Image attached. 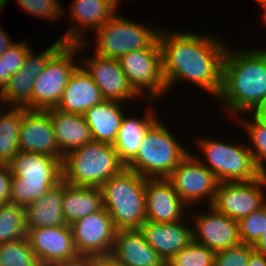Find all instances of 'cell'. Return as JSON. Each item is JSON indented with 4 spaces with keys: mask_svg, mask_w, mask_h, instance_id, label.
<instances>
[{
    "mask_svg": "<svg viewBox=\"0 0 266 266\" xmlns=\"http://www.w3.org/2000/svg\"><path fill=\"white\" fill-rule=\"evenodd\" d=\"M158 41L167 92L180 80H189L218 98L227 44L215 36L180 30H160Z\"/></svg>",
    "mask_w": 266,
    "mask_h": 266,
    "instance_id": "6da1fadb",
    "label": "cell"
},
{
    "mask_svg": "<svg viewBox=\"0 0 266 266\" xmlns=\"http://www.w3.org/2000/svg\"><path fill=\"white\" fill-rule=\"evenodd\" d=\"M265 98L266 50L234 51L227 47L222 87L217 99L234 118L238 116L240 120L246 113L251 115Z\"/></svg>",
    "mask_w": 266,
    "mask_h": 266,
    "instance_id": "7a4b0ae2",
    "label": "cell"
},
{
    "mask_svg": "<svg viewBox=\"0 0 266 266\" xmlns=\"http://www.w3.org/2000/svg\"><path fill=\"white\" fill-rule=\"evenodd\" d=\"M8 165L10 202L24 208L62 181V161L46 154L19 151Z\"/></svg>",
    "mask_w": 266,
    "mask_h": 266,
    "instance_id": "3957f363",
    "label": "cell"
},
{
    "mask_svg": "<svg viewBox=\"0 0 266 266\" xmlns=\"http://www.w3.org/2000/svg\"><path fill=\"white\" fill-rule=\"evenodd\" d=\"M146 178L124 167L102 186L103 206L117 231L139 230L146 221Z\"/></svg>",
    "mask_w": 266,
    "mask_h": 266,
    "instance_id": "277c9868",
    "label": "cell"
},
{
    "mask_svg": "<svg viewBox=\"0 0 266 266\" xmlns=\"http://www.w3.org/2000/svg\"><path fill=\"white\" fill-rule=\"evenodd\" d=\"M124 167L113 145L92 140L64 156L62 180L71 186L101 188Z\"/></svg>",
    "mask_w": 266,
    "mask_h": 266,
    "instance_id": "5b68a950",
    "label": "cell"
},
{
    "mask_svg": "<svg viewBox=\"0 0 266 266\" xmlns=\"http://www.w3.org/2000/svg\"><path fill=\"white\" fill-rule=\"evenodd\" d=\"M158 118L146 131L135 157L125 166L145 178H167L190 152Z\"/></svg>",
    "mask_w": 266,
    "mask_h": 266,
    "instance_id": "8992f818",
    "label": "cell"
},
{
    "mask_svg": "<svg viewBox=\"0 0 266 266\" xmlns=\"http://www.w3.org/2000/svg\"><path fill=\"white\" fill-rule=\"evenodd\" d=\"M197 142L208 163H204L199 156L194 157L204 164L219 182H246L260 177V171L247 145L230 144L211 138H200Z\"/></svg>",
    "mask_w": 266,
    "mask_h": 266,
    "instance_id": "52a82bcc",
    "label": "cell"
},
{
    "mask_svg": "<svg viewBox=\"0 0 266 266\" xmlns=\"http://www.w3.org/2000/svg\"><path fill=\"white\" fill-rule=\"evenodd\" d=\"M160 30L116 14L94 33L96 48L93 50L100 56L119 59L128 52L151 47L158 40Z\"/></svg>",
    "mask_w": 266,
    "mask_h": 266,
    "instance_id": "ba28073f",
    "label": "cell"
},
{
    "mask_svg": "<svg viewBox=\"0 0 266 266\" xmlns=\"http://www.w3.org/2000/svg\"><path fill=\"white\" fill-rule=\"evenodd\" d=\"M86 45L87 42L64 44L48 60L44 70L34 80L32 110H48L57 106L72 73L79 66L75 63V56Z\"/></svg>",
    "mask_w": 266,
    "mask_h": 266,
    "instance_id": "9c48e42d",
    "label": "cell"
},
{
    "mask_svg": "<svg viewBox=\"0 0 266 266\" xmlns=\"http://www.w3.org/2000/svg\"><path fill=\"white\" fill-rule=\"evenodd\" d=\"M118 60L129 84L139 98L142 94L143 97L146 94V100H154L156 103V100L159 101L158 98L167 92L158 40L151 47L128 52Z\"/></svg>",
    "mask_w": 266,
    "mask_h": 266,
    "instance_id": "30bf717a",
    "label": "cell"
},
{
    "mask_svg": "<svg viewBox=\"0 0 266 266\" xmlns=\"http://www.w3.org/2000/svg\"><path fill=\"white\" fill-rule=\"evenodd\" d=\"M194 155L191 152L186 155L167 179L188 207L206 198L209 200L206 199L209 203L207 206H211L219 181Z\"/></svg>",
    "mask_w": 266,
    "mask_h": 266,
    "instance_id": "8fae6325",
    "label": "cell"
},
{
    "mask_svg": "<svg viewBox=\"0 0 266 266\" xmlns=\"http://www.w3.org/2000/svg\"><path fill=\"white\" fill-rule=\"evenodd\" d=\"M69 226L76 250L83 260L111 253L117 230L104 207Z\"/></svg>",
    "mask_w": 266,
    "mask_h": 266,
    "instance_id": "7c38bea8",
    "label": "cell"
},
{
    "mask_svg": "<svg viewBox=\"0 0 266 266\" xmlns=\"http://www.w3.org/2000/svg\"><path fill=\"white\" fill-rule=\"evenodd\" d=\"M26 237L41 266L84 261L76 250L69 225L27 229Z\"/></svg>",
    "mask_w": 266,
    "mask_h": 266,
    "instance_id": "4fadbf2b",
    "label": "cell"
},
{
    "mask_svg": "<svg viewBox=\"0 0 266 266\" xmlns=\"http://www.w3.org/2000/svg\"><path fill=\"white\" fill-rule=\"evenodd\" d=\"M261 177L246 182H219L211 206L220 213L239 221L266 204Z\"/></svg>",
    "mask_w": 266,
    "mask_h": 266,
    "instance_id": "5bb4252c",
    "label": "cell"
},
{
    "mask_svg": "<svg viewBox=\"0 0 266 266\" xmlns=\"http://www.w3.org/2000/svg\"><path fill=\"white\" fill-rule=\"evenodd\" d=\"M60 39L39 55L31 50L21 69L11 75L5 88L0 92V106L21 107L32 110L34 80L44 70L48 60L64 45Z\"/></svg>",
    "mask_w": 266,
    "mask_h": 266,
    "instance_id": "9a60e30c",
    "label": "cell"
},
{
    "mask_svg": "<svg viewBox=\"0 0 266 266\" xmlns=\"http://www.w3.org/2000/svg\"><path fill=\"white\" fill-rule=\"evenodd\" d=\"M208 207L209 212H197L191 217L193 242L215 253L241 244L238 221L217 212L212 206Z\"/></svg>",
    "mask_w": 266,
    "mask_h": 266,
    "instance_id": "2e32d148",
    "label": "cell"
},
{
    "mask_svg": "<svg viewBox=\"0 0 266 266\" xmlns=\"http://www.w3.org/2000/svg\"><path fill=\"white\" fill-rule=\"evenodd\" d=\"M18 145L19 151L46 154L63 161L64 156L58 149L50 119V109L22 108Z\"/></svg>",
    "mask_w": 266,
    "mask_h": 266,
    "instance_id": "e0dca14e",
    "label": "cell"
},
{
    "mask_svg": "<svg viewBox=\"0 0 266 266\" xmlns=\"http://www.w3.org/2000/svg\"><path fill=\"white\" fill-rule=\"evenodd\" d=\"M83 64L105 100L125 103L139 96L129 84L118 59L103 57L94 52Z\"/></svg>",
    "mask_w": 266,
    "mask_h": 266,
    "instance_id": "ac0fdd59",
    "label": "cell"
},
{
    "mask_svg": "<svg viewBox=\"0 0 266 266\" xmlns=\"http://www.w3.org/2000/svg\"><path fill=\"white\" fill-rule=\"evenodd\" d=\"M145 202L146 221L163 224L183 221L188 206L167 178H146Z\"/></svg>",
    "mask_w": 266,
    "mask_h": 266,
    "instance_id": "d6986e66",
    "label": "cell"
},
{
    "mask_svg": "<svg viewBox=\"0 0 266 266\" xmlns=\"http://www.w3.org/2000/svg\"><path fill=\"white\" fill-rule=\"evenodd\" d=\"M119 3V0H74L70 12L72 21L77 24L65 31L60 40L65 44L85 43L86 39L82 35L84 28H91L96 32L117 14Z\"/></svg>",
    "mask_w": 266,
    "mask_h": 266,
    "instance_id": "ffe728a7",
    "label": "cell"
},
{
    "mask_svg": "<svg viewBox=\"0 0 266 266\" xmlns=\"http://www.w3.org/2000/svg\"><path fill=\"white\" fill-rule=\"evenodd\" d=\"M185 222L178 221L163 224L145 221L139 230L146 242L167 263L180 250L193 241V226L186 225Z\"/></svg>",
    "mask_w": 266,
    "mask_h": 266,
    "instance_id": "44dd1931",
    "label": "cell"
},
{
    "mask_svg": "<svg viewBox=\"0 0 266 266\" xmlns=\"http://www.w3.org/2000/svg\"><path fill=\"white\" fill-rule=\"evenodd\" d=\"M82 65L72 73L56 109L84 115L88 109L105 100L91 75Z\"/></svg>",
    "mask_w": 266,
    "mask_h": 266,
    "instance_id": "7402d4cb",
    "label": "cell"
},
{
    "mask_svg": "<svg viewBox=\"0 0 266 266\" xmlns=\"http://www.w3.org/2000/svg\"><path fill=\"white\" fill-rule=\"evenodd\" d=\"M126 266H165V261L146 242L140 230H119L110 253Z\"/></svg>",
    "mask_w": 266,
    "mask_h": 266,
    "instance_id": "603a6c76",
    "label": "cell"
},
{
    "mask_svg": "<svg viewBox=\"0 0 266 266\" xmlns=\"http://www.w3.org/2000/svg\"><path fill=\"white\" fill-rule=\"evenodd\" d=\"M50 119L58 149L63 156L92 141L90 128L84 115L66 113L51 108Z\"/></svg>",
    "mask_w": 266,
    "mask_h": 266,
    "instance_id": "cb8c5ba5",
    "label": "cell"
},
{
    "mask_svg": "<svg viewBox=\"0 0 266 266\" xmlns=\"http://www.w3.org/2000/svg\"><path fill=\"white\" fill-rule=\"evenodd\" d=\"M147 102L149 108L146 111L145 118L124 115L116 141L113 144L120 161L125 166L137 154L148 128L159 118L155 113L154 106H152L154 105V100H147Z\"/></svg>",
    "mask_w": 266,
    "mask_h": 266,
    "instance_id": "d4e9b609",
    "label": "cell"
},
{
    "mask_svg": "<svg viewBox=\"0 0 266 266\" xmlns=\"http://www.w3.org/2000/svg\"><path fill=\"white\" fill-rule=\"evenodd\" d=\"M115 100H103L88 109L84 114L86 123L90 128L93 141L113 145L124 117V111Z\"/></svg>",
    "mask_w": 266,
    "mask_h": 266,
    "instance_id": "484cf974",
    "label": "cell"
},
{
    "mask_svg": "<svg viewBox=\"0 0 266 266\" xmlns=\"http://www.w3.org/2000/svg\"><path fill=\"white\" fill-rule=\"evenodd\" d=\"M64 181L25 207L27 229L68 225L63 215Z\"/></svg>",
    "mask_w": 266,
    "mask_h": 266,
    "instance_id": "4316f807",
    "label": "cell"
},
{
    "mask_svg": "<svg viewBox=\"0 0 266 266\" xmlns=\"http://www.w3.org/2000/svg\"><path fill=\"white\" fill-rule=\"evenodd\" d=\"M63 215L68 225L91 213L100 211L103 206L101 188L71 186L64 182L62 197Z\"/></svg>",
    "mask_w": 266,
    "mask_h": 266,
    "instance_id": "83f0119b",
    "label": "cell"
},
{
    "mask_svg": "<svg viewBox=\"0 0 266 266\" xmlns=\"http://www.w3.org/2000/svg\"><path fill=\"white\" fill-rule=\"evenodd\" d=\"M0 110V164H8L19 152V128L22 108L7 106Z\"/></svg>",
    "mask_w": 266,
    "mask_h": 266,
    "instance_id": "f1b7e54d",
    "label": "cell"
},
{
    "mask_svg": "<svg viewBox=\"0 0 266 266\" xmlns=\"http://www.w3.org/2000/svg\"><path fill=\"white\" fill-rule=\"evenodd\" d=\"M26 236L25 208L11 202L0 205V244Z\"/></svg>",
    "mask_w": 266,
    "mask_h": 266,
    "instance_id": "f546056e",
    "label": "cell"
},
{
    "mask_svg": "<svg viewBox=\"0 0 266 266\" xmlns=\"http://www.w3.org/2000/svg\"><path fill=\"white\" fill-rule=\"evenodd\" d=\"M0 266H41L28 238L0 244Z\"/></svg>",
    "mask_w": 266,
    "mask_h": 266,
    "instance_id": "4dcf8cb0",
    "label": "cell"
},
{
    "mask_svg": "<svg viewBox=\"0 0 266 266\" xmlns=\"http://www.w3.org/2000/svg\"><path fill=\"white\" fill-rule=\"evenodd\" d=\"M252 120L243 119L240 120V124H243V129H246L249 141L252 147L248 146L252 153L255 165L261 172L266 169V123L258 119L252 114ZM242 121V122H241Z\"/></svg>",
    "mask_w": 266,
    "mask_h": 266,
    "instance_id": "1f68e13d",
    "label": "cell"
},
{
    "mask_svg": "<svg viewBox=\"0 0 266 266\" xmlns=\"http://www.w3.org/2000/svg\"><path fill=\"white\" fill-rule=\"evenodd\" d=\"M215 252L206 246L191 242L167 263V266H214Z\"/></svg>",
    "mask_w": 266,
    "mask_h": 266,
    "instance_id": "d6a6232c",
    "label": "cell"
},
{
    "mask_svg": "<svg viewBox=\"0 0 266 266\" xmlns=\"http://www.w3.org/2000/svg\"><path fill=\"white\" fill-rule=\"evenodd\" d=\"M238 224L241 242L253 246L266 230V204L259 210L241 218Z\"/></svg>",
    "mask_w": 266,
    "mask_h": 266,
    "instance_id": "836d02e7",
    "label": "cell"
},
{
    "mask_svg": "<svg viewBox=\"0 0 266 266\" xmlns=\"http://www.w3.org/2000/svg\"><path fill=\"white\" fill-rule=\"evenodd\" d=\"M24 11L38 18H46L55 21L62 17L64 10L58 0H17Z\"/></svg>",
    "mask_w": 266,
    "mask_h": 266,
    "instance_id": "e575fe53",
    "label": "cell"
},
{
    "mask_svg": "<svg viewBox=\"0 0 266 266\" xmlns=\"http://www.w3.org/2000/svg\"><path fill=\"white\" fill-rule=\"evenodd\" d=\"M31 51L27 42H13L9 48H7L0 58L4 59L5 66V86L8 83L11 75L15 74L25 62V58Z\"/></svg>",
    "mask_w": 266,
    "mask_h": 266,
    "instance_id": "d590c367",
    "label": "cell"
},
{
    "mask_svg": "<svg viewBox=\"0 0 266 266\" xmlns=\"http://www.w3.org/2000/svg\"><path fill=\"white\" fill-rule=\"evenodd\" d=\"M254 251L252 245H239L216 252L214 266H247L250 254Z\"/></svg>",
    "mask_w": 266,
    "mask_h": 266,
    "instance_id": "8d00e7d4",
    "label": "cell"
},
{
    "mask_svg": "<svg viewBox=\"0 0 266 266\" xmlns=\"http://www.w3.org/2000/svg\"><path fill=\"white\" fill-rule=\"evenodd\" d=\"M12 174L8 164H0V205L10 203Z\"/></svg>",
    "mask_w": 266,
    "mask_h": 266,
    "instance_id": "74e56055",
    "label": "cell"
},
{
    "mask_svg": "<svg viewBox=\"0 0 266 266\" xmlns=\"http://www.w3.org/2000/svg\"><path fill=\"white\" fill-rule=\"evenodd\" d=\"M85 261L87 266H126L110 254L92 257Z\"/></svg>",
    "mask_w": 266,
    "mask_h": 266,
    "instance_id": "f35d334b",
    "label": "cell"
},
{
    "mask_svg": "<svg viewBox=\"0 0 266 266\" xmlns=\"http://www.w3.org/2000/svg\"><path fill=\"white\" fill-rule=\"evenodd\" d=\"M247 266H266V256L254 250L250 254Z\"/></svg>",
    "mask_w": 266,
    "mask_h": 266,
    "instance_id": "ab89813d",
    "label": "cell"
},
{
    "mask_svg": "<svg viewBox=\"0 0 266 266\" xmlns=\"http://www.w3.org/2000/svg\"><path fill=\"white\" fill-rule=\"evenodd\" d=\"M13 39H11L10 35H8L6 33V31L4 32L3 29L0 28V55L7 49L9 48V46L15 42L12 41Z\"/></svg>",
    "mask_w": 266,
    "mask_h": 266,
    "instance_id": "60d3db41",
    "label": "cell"
},
{
    "mask_svg": "<svg viewBox=\"0 0 266 266\" xmlns=\"http://www.w3.org/2000/svg\"><path fill=\"white\" fill-rule=\"evenodd\" d=\"M254 250L266 256V230L261 234L259 240L253 245Z\"/></svg>",
    "mask_w": 266,
    "mask_h": 266,
    "instance_id": "b9f144b4",
    "label": "cell"
},
{
    "mask_svg": "<svg viewBox=\"0 0 266 266\" xmlns=\"http://www.w3.org/2000/svg\"><path fill=\"white\" fill-rule=\"evenodd\" d=\"M252 114L266 123V98L262 101V103L256 108V110Z\"/></svg>",
    "mask_w": 266,
    "mask_h": 266,
    "instance_id": "7bdbcfd3",
    "label": "cell"
},
{
    "mask_svg": "<svg viewBox=\"0 0 266 266\" xmlns=\"http://www.w3.org/2000/svg\"><path fill=\"white\" fill-rule=\"evenodd\" d=\"M5 88V66L4 59L0 58V92Z\"/></svg>",
    "mask_w": 266,
    "mask_h": 266,
    "instance_id": "ee69618b",
    "label": "cell"
},
{
    "mask_svg": "<svg viewBox=\"0 0 266 266\" xmlns=\"http://www.w3.org/2000/svg\"><path fill=\"white\" fill-rule=\"evenodd\" d=\"M53 266H87V263L86 261H82L80 263H77V264H72V265H53Z\"/></svg>",
    "mask_w": 266,
    "mask_h": 266,
    "instance_id": "f6af8a7d",
    "label": "cell"
},
{
    "mask_svg": "<svg viewBox=\"0 0 266 266\" xmlns=\"http://www.w3.org/2000/svg\"><path fill=\"white\" fill-rule=\"evenodd\" d=\"M260 177L262 178L263 182H264V185L266 187V169H263L261 172H260Z\"/></svg>",
    "mask_w": 266,
    "mask_h": 266,
    "instance_id": "bcb514c9",
    "label": "cell"
},
{
    "mask_svg": "<svg viewBox=\"0 0 266 266\" xmlns=\"http://www.w3.org/2000/svg\"><path fill=\"white\" fill-rule=\"evenodd\" d=\"M257 3H260V6H264L266 4V0H256Z\"/></svg>",
    "mask_w": 266,
    "mask_h": 266,
    "instance_id": "7dc6e473",
    "label": "cell"
},
{
    "mask_svg": "<svg viewBox=\"0 0 266 266\" xmlns=\"http://www.w3.org/2000/svg\"><path fill=\"white\" fill-rule=\"evenodd\" d=\"M264 8V14H263V17H264V19H263V22L265 21V24H266V4L263 6Z\"/></svg>",
    "mask_w": 266,
    "mask_h": 266,
    "instance_id": "c3c4849f",
    "label": "cell"
}]
</instances>
